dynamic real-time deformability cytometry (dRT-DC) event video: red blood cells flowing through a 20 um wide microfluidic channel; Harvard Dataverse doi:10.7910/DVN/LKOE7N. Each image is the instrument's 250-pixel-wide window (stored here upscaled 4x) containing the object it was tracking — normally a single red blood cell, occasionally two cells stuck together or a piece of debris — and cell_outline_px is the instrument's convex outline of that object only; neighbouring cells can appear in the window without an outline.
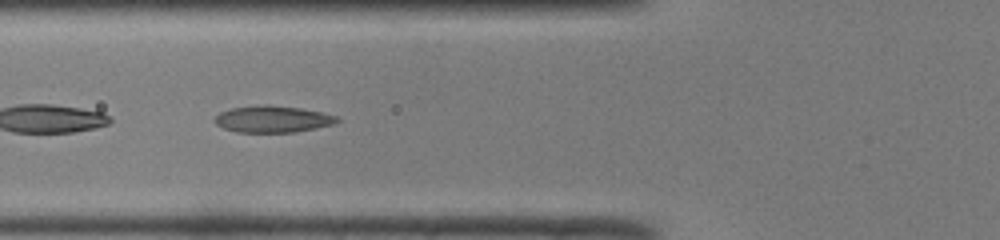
{"species": "common noctule bat (a hibernating species)", "species_latin": "Nyctalus noctula", "temperature_condition": "room temperature", "stored_images_in_passage": 50, "camera_frame_rate_fps": 3000, "um_per_image_px": 0.085, "animal": {"sex": "male", "body_mass_g": 19.0, "forearm_length_mm": 50.8}, "frame": {"image": 1, "passage_image": 19, "time_ms": 6.0, "image_size_px": [1000, 240], "cell_outline_px": [[340, 120], [336, 124], [296, 132], [236, 132], [224, 128], [216, 124], [212, 120], [220, 112], [232, 108], [264, 104], [268, 104], [300, 108], [320, 112], [336, 116]], "centroid_in_image_um": [23.17, 10.12], "position_along_channel_um": 102.6, "area_um2": 19.07}}
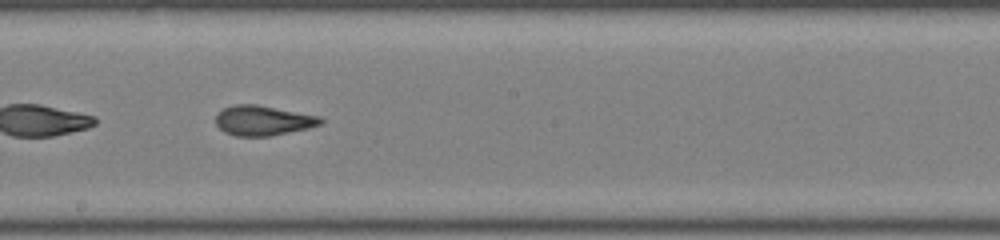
{"frame": {"image": 2, "passage_image": 28, "time_ms": 9.0, "image_size_px": [1000, 240], "cell_outline_px": [[324, 120], [320, 124], [308, 128], [272, 136], [236, 136], [224, 132], [216, 124], [216, 112], [224, 108], [236, 104], [256, 104], [320, 116]], "centroid_in_image_um": [22.34, 10.24], "position_along_channel_um": 225.9, "area_um2": 18.32}}
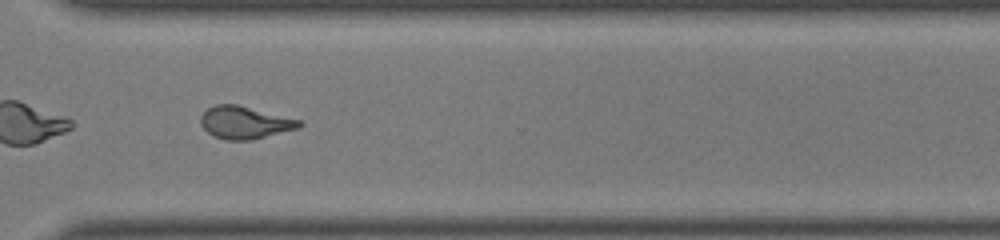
{"frame": {"image": 3, "passage_image": 37, "time_ms": 12.0, "image_size_px": [1000, 240], "cell_outline_px": [[304, 124], [300, 128], [252, 140], [228, 140], [212, 136], [200, 124], [200, 116], [208, 108], [216, 104], [236, 104], [300, 120]], "centroid_in_image_um": [20.8, 10.42], "position_along_channel_um": 349.8, "area_um2": 18.67}, "authors_computed_cell_mechanics": {"area_um2": 19.3919, "velocity_mm_per_s": 4.1252, "shape_relaxation_time_tau1_ms": 10.2737, "shape_relaxation_time_tau2_ms": 1.8803, "deformation_change_tau1": 0.2577, "deformation_change_tau2": 0.0939}}